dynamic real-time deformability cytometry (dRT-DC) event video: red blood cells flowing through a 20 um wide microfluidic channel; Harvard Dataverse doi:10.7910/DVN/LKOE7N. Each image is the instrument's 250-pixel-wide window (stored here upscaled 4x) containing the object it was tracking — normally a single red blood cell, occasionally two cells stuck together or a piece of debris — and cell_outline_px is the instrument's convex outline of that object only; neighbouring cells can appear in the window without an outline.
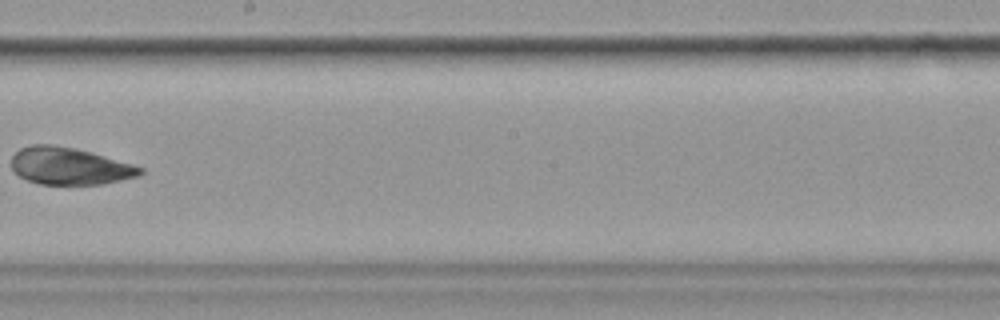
{"species": "common noctule bat (a hibernating species)", "species_latin": "Nyctalus noctula", "temperature_condition": "cold", "stored_images_in_passage": 10, "camera_frame_rate_fps": 3000, "um_per_image_px": 0.085, "animal": {"sex": "female", "body_mass_g": 19.9}, "frame": {"image": 1, "passage_image": 9, "time_ms": 10.333, "image_size_px": [1000, 320], "cell_outline_px": [[144, 172], [140, 176], [104, 184], [40, 184], [28, 180], [20, 176], [12, 168], [12, 156], [20, 148], [32, 144], [52, 144], [76, 148], [92, 152], [132, 164], [144, 168]], "centroid_in_image_um": [5.94, 14.11], "position_along_channel_um": 242.3, "area_um2": 27.98}}
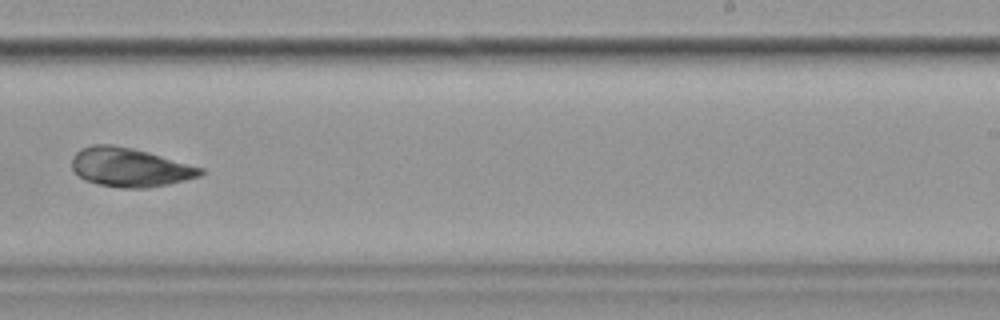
{"frame": {"image": 2, "passage_image": 10, "time_ms": 11.333, "image_size_px": [1000, 320], "cell_outline_px": [[204, 172], [200, 176], [168, 184], [148, 188], [120, 188], [96, 184], [84, 180], [72, 168], [72, 156], [80, 148], [92, 144], [112, 144], [132, 148], [148, 152], [204, 168]], "centroid_in_image_um": [11.01, 14.22], "position_along_channel_um": 278.0, "area_um2": 29.25}}